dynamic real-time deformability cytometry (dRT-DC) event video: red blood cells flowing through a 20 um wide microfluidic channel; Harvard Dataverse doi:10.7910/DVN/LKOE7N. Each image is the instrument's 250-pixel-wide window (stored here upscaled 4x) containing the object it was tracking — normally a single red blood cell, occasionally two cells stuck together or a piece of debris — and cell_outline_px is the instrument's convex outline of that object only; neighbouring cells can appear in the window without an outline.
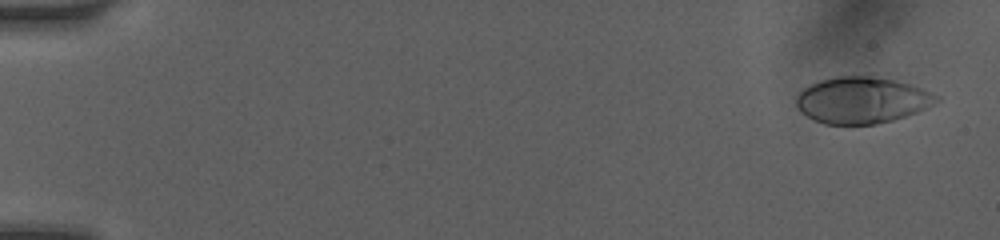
{"species": "human", "species_latin": "Homo sapiens", "temperature_condition": "room temperature", "stored_images_in_passage": 6, "camera_frame_rate_fps": 3000, "um_per_image_px": 0.085, "donor": {"sex": "female"}, "frame": {"image": 1, "passage_image": 1, "time_ms": 0.0, "image_size_px": [1000, 240], "cell_outline_px": [[940, 100], [916, 112], [892, 120], [876, 124], [824, 124], [800, 112], [796, 108], [796, 96], [804, 88], [820, 80], [840, 76], [868, 76], [892, 80], [908, 84], [920, 88], [940, 96]], "centroid_in_image_um": [73.23, 8.52], "position_along_channel_um": 11.8, "area_um2": 37.4}}
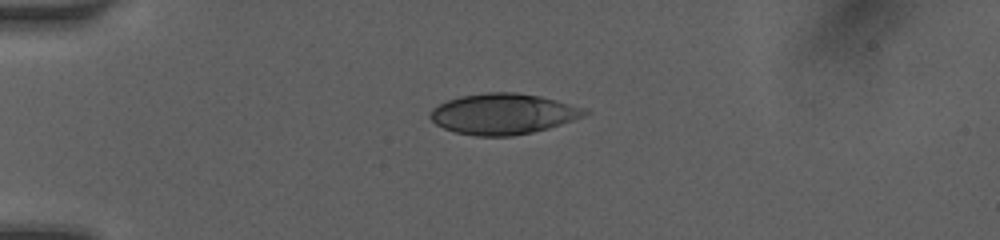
{"frame": {"image": 2, "passage_image": 5, "time_ms": 3.667, "image_size_px": [1000, 240], "cell_outline_px": [[592, 112], [584, 116], [548, 128], [532, 132], [512, 136], [476, 136], [456, 132], [444, 128], [436, 124], [428, 116], [428, 112], [432, 108], [448, 100], [460, 96], [488, 92], [516, 92], [540, 96], [556, 100], [584, 108]], "centroid_in_image_um": [42.75, 9.68], "position_along_channel_um": 42.3, "area_um2": 36.59}}